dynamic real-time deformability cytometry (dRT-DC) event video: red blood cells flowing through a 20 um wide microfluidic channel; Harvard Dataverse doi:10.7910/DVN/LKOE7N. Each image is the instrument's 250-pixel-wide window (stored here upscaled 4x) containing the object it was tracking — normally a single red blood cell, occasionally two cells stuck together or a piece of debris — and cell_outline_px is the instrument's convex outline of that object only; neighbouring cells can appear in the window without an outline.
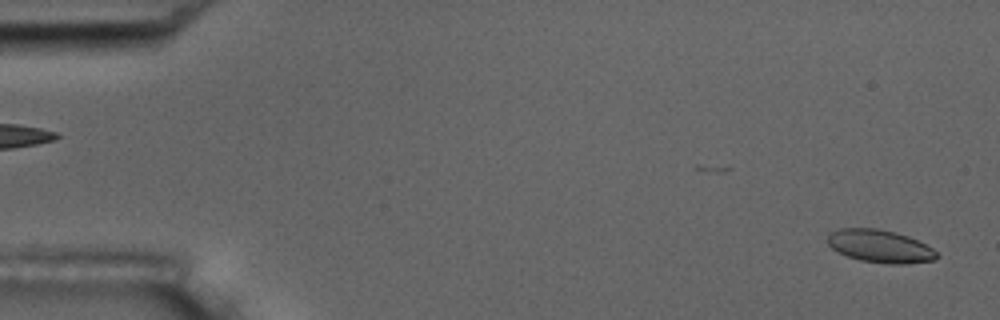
{"species": "common noctule bat (a hibernating species)", "species_latin": "Nyctalus noctula", "temperature_condition": "room temperature", "stored_images_in_passage": 2, "segment_of_instrument_passage": [2, 2], "camera_frame_rate_fps": 3000, "um_per_image_px": 0.085, "animal": {"sex": "male", "body_mass_g": 17.5, "forearm_length_mm": 52.3}, "frame": {"image": 1, "passage_image": 2, "time_ms": 1.333, "image_size_px": [1000, 320], "cell_outline_px": [[940, 256], [936, 260], [904, 264], [888, 264], [860, 260], [848, 256], [832, 248], [828, 244], [828, 236], [832, 232], [840, 228], [880, 228], [896, 232], [908, 236], [932, 248]], "centroid_in_image_um": [74.83, 20.93], "position_along_channel_um": 10.2, "area_um2": 20.81}}